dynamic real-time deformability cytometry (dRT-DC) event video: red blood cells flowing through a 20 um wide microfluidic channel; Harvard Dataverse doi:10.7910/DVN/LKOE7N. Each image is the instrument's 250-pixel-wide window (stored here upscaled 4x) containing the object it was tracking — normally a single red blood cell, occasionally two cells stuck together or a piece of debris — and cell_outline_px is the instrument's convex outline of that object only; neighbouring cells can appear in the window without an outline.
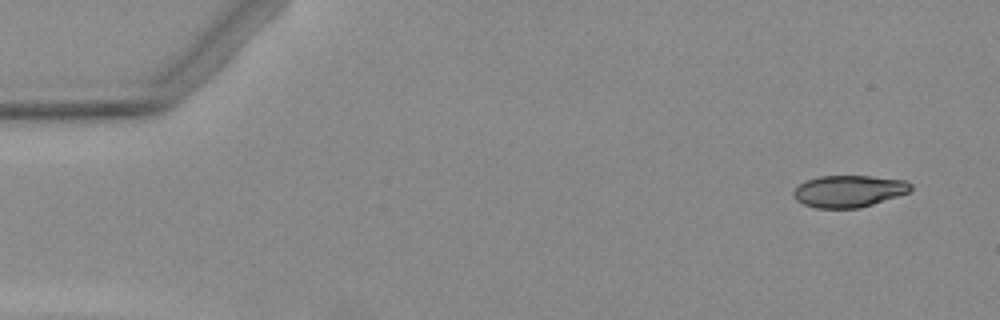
{"species": "Egyptian fruit bat (a non-hibernating species)", "species_latin": "Rousettus aegyptiacus", "temperature_condition": "warm", "stored_images_in_passage": 5, "camera_frame_rate_fps": 3000, "um_per_image_px": 0.085, "animal": {"sex": "female"}, "frame": {"image": 1, "passage_image": 1, "time_ms": 0.0, "image_size_px": [1000, 320], "cell_outline_px": [[912, 188], [908, 192], [860, 208], [816, 208], [804, 204], [796, 200], [792, 196], [792, 192], [804, 180], [820, 176], [872, 176], [904, 180], [912, 184]], "centroid_in_image_um": [72.11, 16.24], "position_along_channel_um": 12.9, "area_um2": 21.73}}
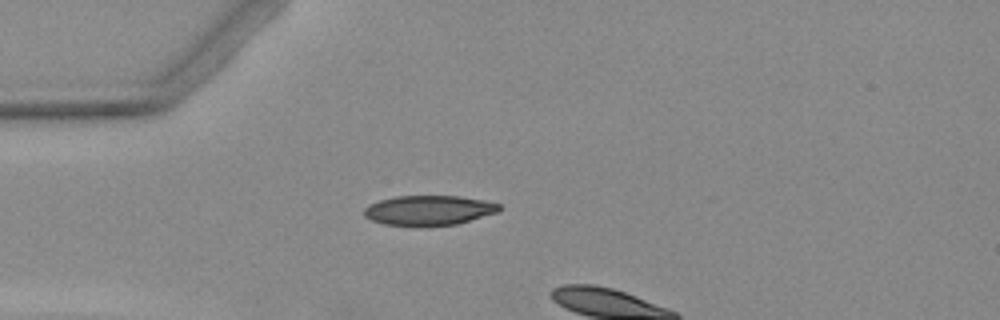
{"frame": {"image": 2, "passage_image": 4, "time_ms": 3.667, "image_size_px": [1000, 320], "cell_outline_px": [[500, 212], [456, 224], [384, 224], [372, 220], [364, 216], [364, 208], [368, 204], [392, 196], [460, 196], [484, 200], [500, 204]], "centroid_in_image_um": [36.46, 17.84], "position_along_channel_um": 48.5, "area_um2": 23.06}}